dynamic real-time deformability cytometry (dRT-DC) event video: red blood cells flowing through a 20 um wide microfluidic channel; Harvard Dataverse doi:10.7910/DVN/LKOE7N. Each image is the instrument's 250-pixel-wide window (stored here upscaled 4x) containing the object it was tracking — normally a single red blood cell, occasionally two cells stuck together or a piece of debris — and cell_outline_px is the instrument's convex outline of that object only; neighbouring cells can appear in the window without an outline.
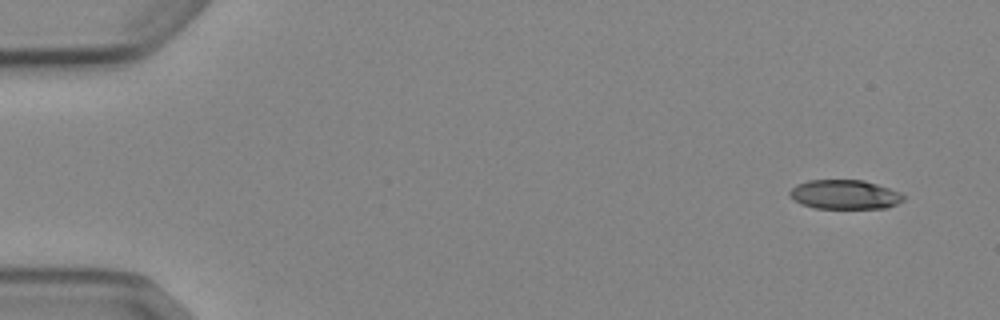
{"species": "Egyptian fruit bat (a non-hibernating species)", "species_latin": "Rousettus aegyptiacus", "temperature_condition": "cold", "stored_images_in_passage": 4, "camera_frame_rate_fps": 3000, "um_per_image_px": 0.085, "animal": {"sex": "female"}, "frame": {"image": 1, "passage_image": 1, "time_ms": 0.0, "image_size_px": [1000, 320], "cell_outline_px": [[904, 200], [888, 208], [816, 208], [800, 204], [788, 196], [788, 192], [796, 184], [808, 180], [864, 180], [900, 192], [904, 196]], "centroid_in_image_um": [71.77, 16.53], "position_along_channel_um": 13.2, "area_um2": 19.48}}
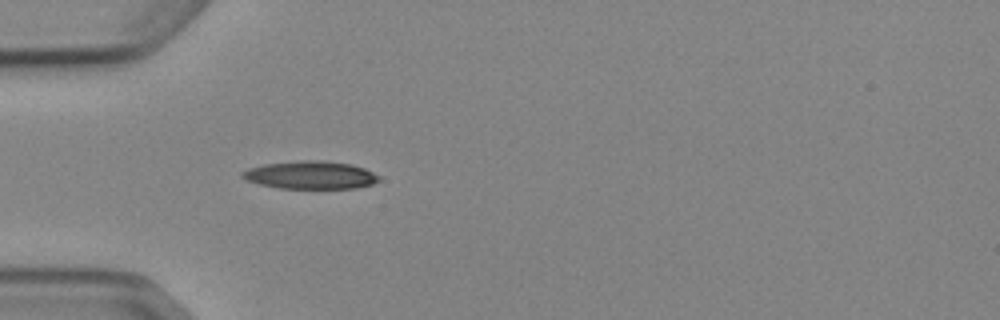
{"frame": {"image": 2, "passage_image": 4, "time_ms": 4.333, "image_size_px": [1000, 320], "cell_outline_px": [[380, 180], [372, 184], [356, 188], [280, 188], [260, 184], [244, 180], [240, 176], [240, 172], [248, 168], [264, 164], [304, 160], [320, 160], [352, 164], [364, 168], [380, 176]], "centroid_in_image_um": [26.37, 14.87], "position_along_channel_um": 58.6, "area_um2": 22.25}}